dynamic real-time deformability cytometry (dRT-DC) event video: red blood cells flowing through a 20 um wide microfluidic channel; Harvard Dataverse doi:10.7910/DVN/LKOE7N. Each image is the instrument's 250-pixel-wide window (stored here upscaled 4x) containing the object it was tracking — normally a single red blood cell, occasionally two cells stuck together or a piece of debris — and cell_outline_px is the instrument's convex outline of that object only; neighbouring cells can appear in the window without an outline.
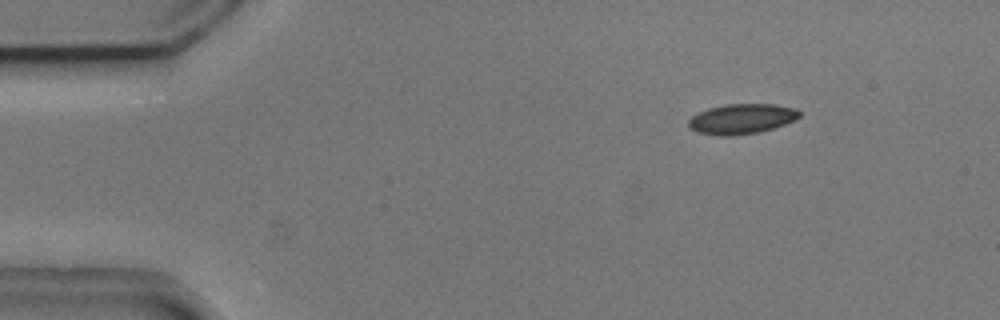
{"species": "common noctule bat (a hibernating species)", "species_latin": "Nyctalus noctula", "temperature_condition": "cold", "stored_images_in_passage": 4, "camera_frame_rate_fps": 3000, "um_per_image_px": 0.085, "animal": {"sex": "male", "body_mass_g": 20.5, "forearm_length_mm": 52.5}, "frame": {"image": 1, "passage_image": 1, "time_ms": 0.0, "image_size_px": [1000, 320], "cell_outline_px": [[800, 116], [784, 124], [760, 132], [736, 136], [720, 136], [696, 132], [688, 128], [688, 120], [692, 116], [708, 108], [724, 104], [776, 104], [796, 108], [800, 112]], "centroid_in_image_um": [63.01, 10.11], "position_along_channel_um": 22.0, "area_um2": 19.59}}